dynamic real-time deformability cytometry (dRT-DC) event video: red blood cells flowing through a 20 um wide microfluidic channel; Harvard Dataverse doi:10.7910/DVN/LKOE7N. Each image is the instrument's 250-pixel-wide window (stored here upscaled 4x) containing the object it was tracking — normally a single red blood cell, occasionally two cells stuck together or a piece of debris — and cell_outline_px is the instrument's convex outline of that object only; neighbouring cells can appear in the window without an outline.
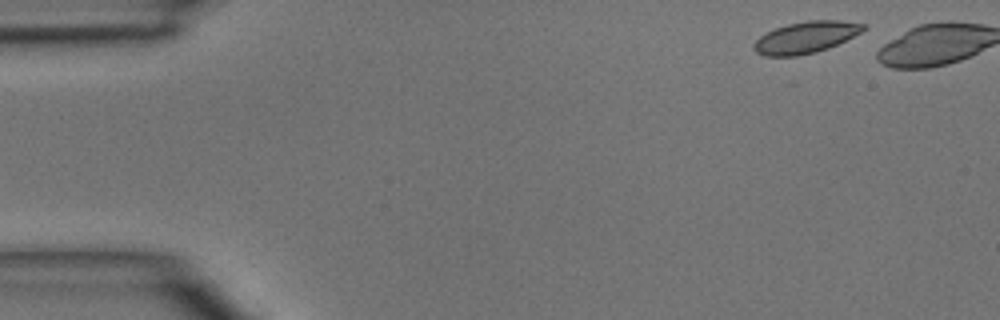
{"species": "common noctule bat (a hibernating species)", "species_latin": "Nyctalus noctula", "temperature_condition": "room temperature", "stored_images_in_passage": 3, "segment_of_instrument_passage": [2, 2], "camera_frame_rate_fps": 3000, "um_per_image_px": 0.085, "animal": {"sex": "male", "body_mass_g": 15.6}, "frame": {"image": 1, "passage_image": 3, "time_ms": 2.333, "image_size_px": [1000, 320], "cell_outline_px": [[868, 28], [828, 48], [816, 52], [796, 56], [764, 56], [756, 52], [752, 48], [752, 44], [760, 36], [776, 28], [788, 24], [808, 20], [840, 20], [864, 24]], "centroid_in_image_um": [68.46, 3.18], "position_along_channel_um": 16.5, "area_um2": 20.0}}